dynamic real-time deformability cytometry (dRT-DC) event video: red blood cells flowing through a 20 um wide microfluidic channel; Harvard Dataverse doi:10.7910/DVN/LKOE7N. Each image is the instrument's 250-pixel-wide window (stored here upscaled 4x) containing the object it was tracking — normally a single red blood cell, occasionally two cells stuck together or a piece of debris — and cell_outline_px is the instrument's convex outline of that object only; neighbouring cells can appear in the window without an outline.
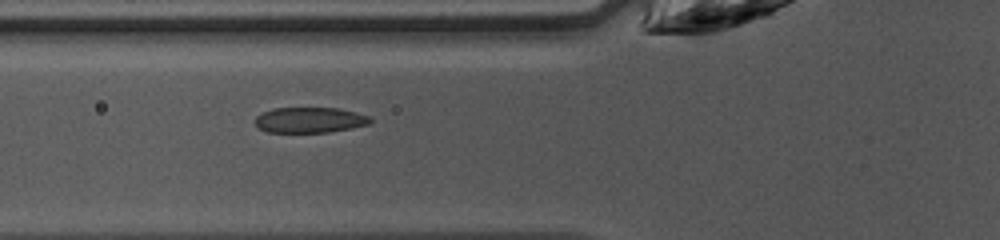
{"species": "common noctule bat (a hibernating species)", "species_latin": "Nyctalus noctula", "temperature_condition": "warm", "stored_images_in_passage": 35, "segment_of_instrument_passage": [2, 2], "camera_frame_rate_fps": 3000, "um_per_image_px": 0.085, "animal": {"sex": "female", "body_mass_g": 10.0, "forearm_length_mm": 53.1}, "frame": {"image": 1, "passage_image": 6, "time_ms": 1.667, "image_size_px": [1000, 240], "cell_outline_px": [[372, 120], [368, 124], [352, 128], [328, 132], [268, 132], [260, 128], [256, 124], [256, 116], [260, 112], [272, 108], [340, 108], [372, 116]], "centroid_in_image_um": [26.35, 10.19], "position_along_channel_um": 99.4, "area_um2": 17.22}}
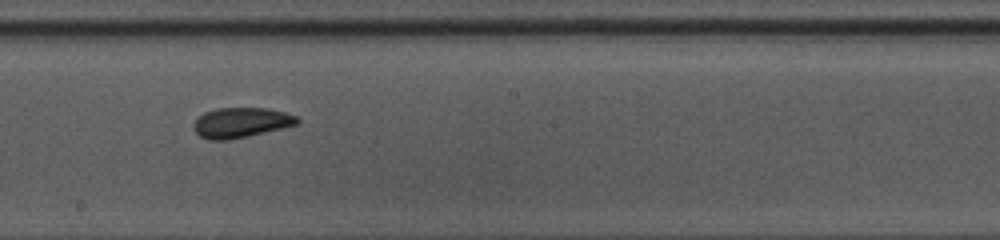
{"frame": {"image": 2, "passage_image": 15, "time_ms": 4.667, "image_size_px": [1000, 240], "cell_outline_px": [[300, 124], [248, 136], [228, 140], [208, 140], [200, 136], [192, 128], [192, 124], [204, 112], [216, 108], [268, 108], [284, 112], [296, 116], [300, 120]], "centroid_in_image_um": [20.48, 10.42], "position_along_channel_um": 227.7, "area_um2": 18.26}}
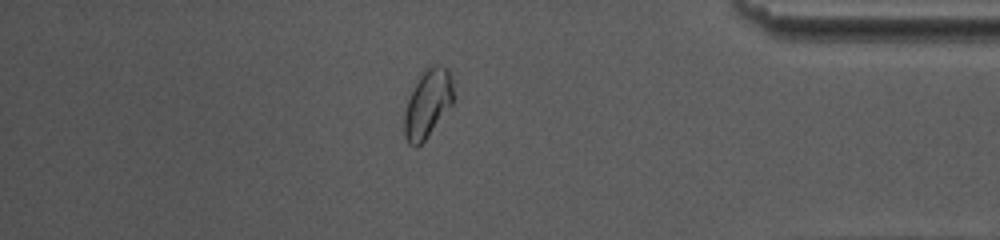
{"frame": {"image": 3, "passage_image": 29, "time_ms": 9.333, "image_size_px": [1000, 240], "cell_outline_px": [[452, 104], [424, 140], [416, 148], [408, 144], [404, 136], [404, 112], [408, 100], [420, 76], [428, 64], [436, 64], [448, 68], [452, 76]], "centroid_in_image_um": [36.34, 8.79], "position_along_channel_um": 398.9, "area_um2": 19.25}}